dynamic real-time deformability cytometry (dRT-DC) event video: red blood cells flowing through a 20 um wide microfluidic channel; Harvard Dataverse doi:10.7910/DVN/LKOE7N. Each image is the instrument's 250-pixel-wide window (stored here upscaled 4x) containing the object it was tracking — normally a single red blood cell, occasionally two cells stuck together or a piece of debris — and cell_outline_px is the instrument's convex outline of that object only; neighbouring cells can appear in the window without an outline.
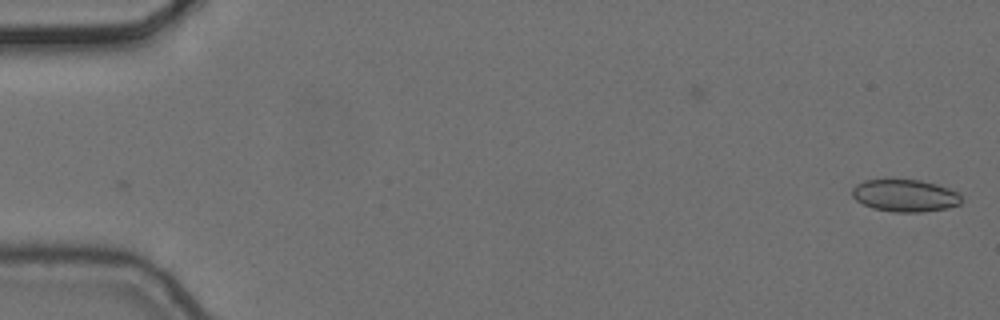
{"species": "common noctule bat (a hibernating species)", "species_latin": "Nyctalus noctula", "temperature_condition": "cold", "stored_images_in_passage": 2, "camera_frame_rate_fps": 3000, "um_per_image_px": 0.085, "animal": {"sex": "female", "body_mass_g": 24.6, "forearm_length_mm": 56.2}, "frame": {"image": 1, "passage_image": 2, "time_ms": 0.333, "image_size_px": [1000, 320], "cell_outline_px": [[964, 200], [960, 204], [948, 208], [924, 212], [892, 212], [872, 208], [856, 200], [852, 196], [852, 188], [856, 184], [864, 180], [884, 176], [920, 180], [936, 184], [960, 192]], "centroid_in_image_um": [76.91, 16.58], "position_along_channel_um": 8.1, "area_um2": 21.56}}